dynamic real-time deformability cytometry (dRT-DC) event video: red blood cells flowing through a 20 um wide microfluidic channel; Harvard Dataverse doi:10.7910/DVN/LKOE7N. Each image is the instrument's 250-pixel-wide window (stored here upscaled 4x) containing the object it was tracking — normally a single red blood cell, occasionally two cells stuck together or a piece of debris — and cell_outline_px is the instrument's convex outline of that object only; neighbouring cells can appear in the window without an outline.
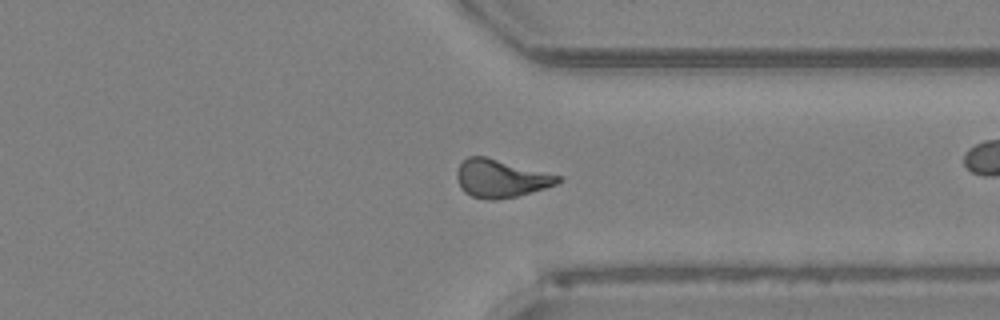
{"species": "Egyptian fruit bat (a non-hibernating species)", "species_latin": "Rousettus aegyptiacus", "temperature_condition": "room temperature", "stored_images_in_passage": 45, "camera_frame_rate_fps": 3000, "um_per_image_px": 0.085, "animal": {"sex": "female"}, "frame": {"image": 1, "passage_image": 39, "time_ms": 12.667, "image_size_px": [1000, 320], "cell_outline_px": [[564, 180], [556, 184], [544, 188], [516, 196], [496, 200], [488, 200], [472, 196], [464, 192], [460, 188], [456, 176], [456, 172], [460, 164], [468, 156], [488, 156], [564, 176]], "centroid_in_image_um": [42.59, 15.15], "position_along_channel_um": 368.8, "area_um2": 22.72}, "authors_computed_cell_mechanics": {"area_um2": 22.1952, "velocity_mm_per_s": 4.0577, "shape_relaxation_time_tau1_ms": null, "shape_relaxation_time_tau2_ms": 2.9138, "deformation_change_tau1": null, "deformation_change_tau2": 0.1092}}